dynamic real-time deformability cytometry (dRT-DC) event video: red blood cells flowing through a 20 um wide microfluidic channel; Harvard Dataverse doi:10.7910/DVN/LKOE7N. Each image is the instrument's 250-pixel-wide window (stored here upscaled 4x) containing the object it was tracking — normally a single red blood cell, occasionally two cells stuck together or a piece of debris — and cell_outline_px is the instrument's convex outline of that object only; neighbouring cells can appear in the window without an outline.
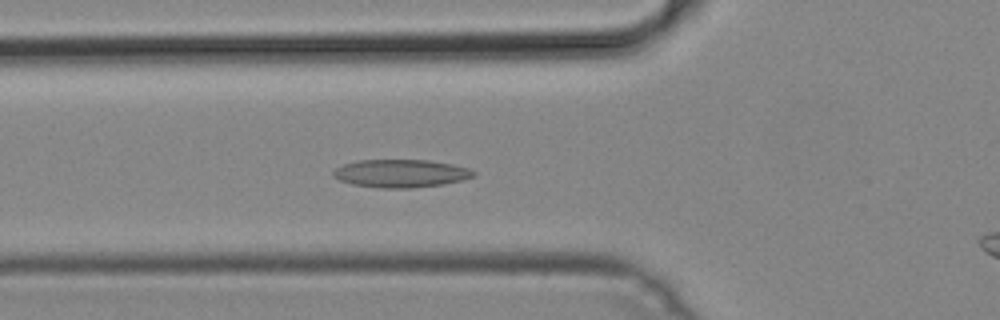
{"species": "common noctule bat (a hibernating species)", "species_latin": "Nyctalus noctula", "temperature_condition": "cold", "stored_images_in_passage": 46, "camera_frame_rate_fps": 3000, "um_per_image_px": 0.085, "animal": {"sex": "male", "body_mass_g": 19.2, "forearm_length_mm": 51.8}, "frame": {"image": 1, "passage_image": 19, "time_ms": 6.0, "image_size_px": [1000, 320], "cell_outline_px": [[476, 176], [464, 180], [444, 184], [412, 188], [380, 188], [352, 184], [340, 180], [332, 176], [332, 172], [336, 168], [344, 164], [360, 160], [428, 160], [452, 164], [468, 168], [476, 172]], "centroid_in_image_um": [34.1, 14.74], "position_along_channel_um": 91.7, "area_um2": 22.95}}
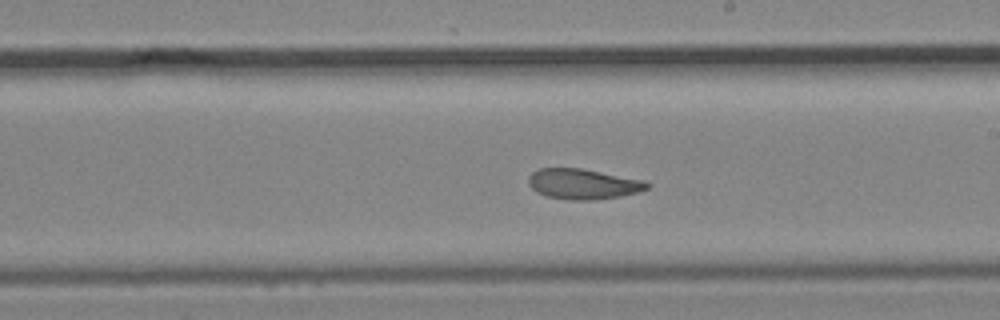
{"frame": {"image": 2, "passage_image": 30, "time_ms": 9.667, "image_size_px": [1000, 320], "cell_outline_px": [[652, 184], [648, 188], [640, 192], [620, 196], [592, 200], [572, 200], [548, 196], [536, 192], [528, 184], [528, 176], [532, 172], [540, 168], [580, 168], [644, 180]], "centroid_in_image_um": [49.57, 15.64], "position_along_channel_um": 239.4, "area_um2": 20.98}}
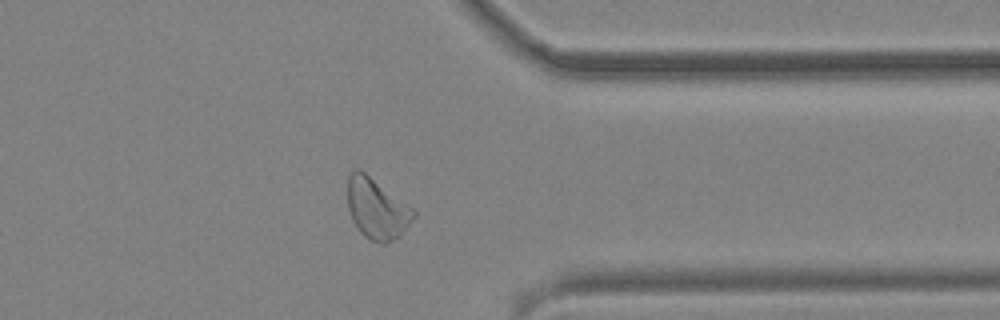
{"frame": {"image": 3, "passage_image": 41, "time_ms": 13.333, "image_size_px": [1000, 320], "cell_outline_px": [[416, 216], [400, 236], [384, 244], [380, 244], [364, 236], [360, 232], [352, 220], [348, 208], [348, 176], [356, 168], [360, 168], [416, 208]], "centroid_in_image_um": [32.07, 17.72], "position_along_channel_um": 379.3, "area_um2": 23.81}}